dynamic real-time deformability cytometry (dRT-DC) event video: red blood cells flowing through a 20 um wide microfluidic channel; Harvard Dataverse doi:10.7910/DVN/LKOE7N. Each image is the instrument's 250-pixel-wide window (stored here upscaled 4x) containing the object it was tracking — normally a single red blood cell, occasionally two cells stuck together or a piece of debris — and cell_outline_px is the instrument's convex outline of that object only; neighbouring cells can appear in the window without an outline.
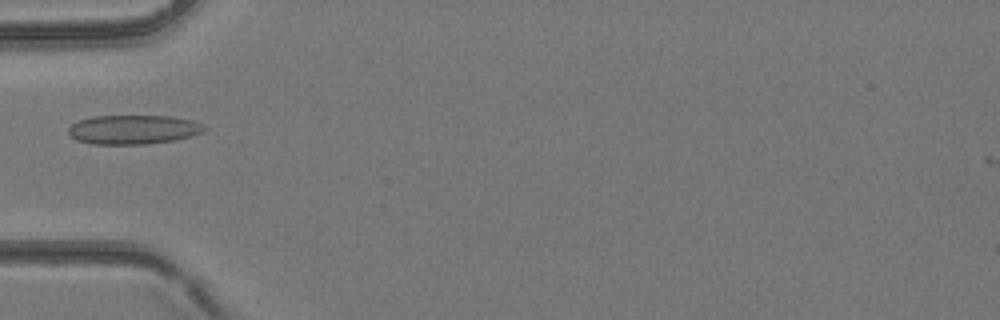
{"species": "common noctule bat (a hibernating species)", "species_latin": "Nyctalus noctula", "temperature_condition": "room temperature", "stored_images_in_passage": 4, "camera_frame_rate_fps": 3000, "um_per_image_px": 0.085, "animal": {"sex": "female", "body_mass_g": 24.6, "forearm_length_mm": 56.2}, "frame": {"image": 1, "passage_image": 4, "time_ms": 1.0, "image_size_px": [1000, 320], "cell_outline_px": [[208, 128], [204, 132], [192, 136], [176, 140], [144, 144], [92, 144], [76, 140], [68, 132], [68, 128], [72, 124], [80, 120], [92, 116], [172, 116], [192, 120], [204, 124]], "centroid_in_image_um": [11.38, 11.01], "position_along_channel_um": 73.6, "area_um2": 23.29}}